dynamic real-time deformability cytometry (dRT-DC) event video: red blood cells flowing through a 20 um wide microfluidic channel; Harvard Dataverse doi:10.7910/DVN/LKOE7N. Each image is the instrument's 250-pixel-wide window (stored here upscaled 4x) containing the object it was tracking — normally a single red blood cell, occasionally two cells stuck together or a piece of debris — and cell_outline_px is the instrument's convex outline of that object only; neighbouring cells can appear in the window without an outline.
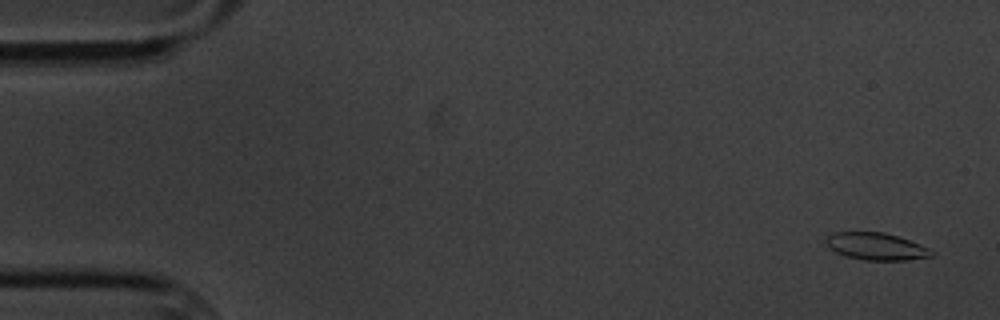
{"species": "common noctule bat (a hibernating species)", "species_latin": "Nyctalus noctula", "temperature_condition": "cold", "stored_images_in_passage": 6, "camera_frame_rate_fps": 3000, "um_per_image_px": 0.085, "animal": {"sex": "male", "body_mass_g": 20.1, "forearm_length_mm": 53.5}, "frame": {"image": 1, "passage_image": 1, "time_ms": 0.0, "image_size_px": [1000, 320], "cell_outline_px": [[936, 252], [932, 256], [908, 260], [864, 260], [848, 256], [836, 252], [824, 240], [832, 232], [884, 232], [920, 244]], "centroid_in_image_um": [74.5, 20.94], "position_along_channel_um": 10.5, "area_um2": 16.53}}